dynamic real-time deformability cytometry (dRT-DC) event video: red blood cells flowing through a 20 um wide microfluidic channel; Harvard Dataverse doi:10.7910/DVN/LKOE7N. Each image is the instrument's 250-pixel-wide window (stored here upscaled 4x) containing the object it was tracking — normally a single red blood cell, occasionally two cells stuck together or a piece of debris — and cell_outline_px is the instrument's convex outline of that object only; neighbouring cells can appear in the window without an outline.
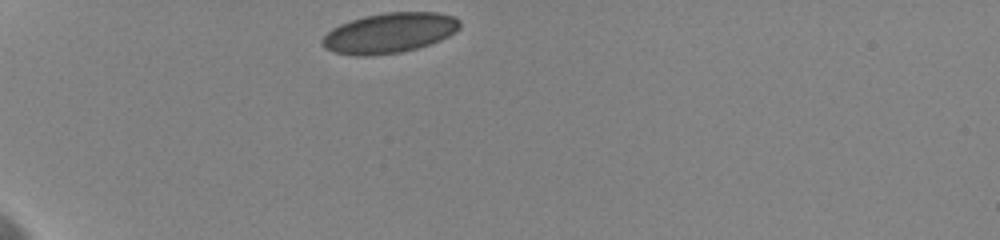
{"species": "human", "species_latin": "Homo sapiens", "temperature_condition": "cold", "stored_images_in_passage": 25, "camera_frame_rate_fps": 3000, "um_per_image_px": 0.085, "donor": {"sex": "female"}, "frame": {"image": 1, "passage_image": 1, "time_ms": 0.0, "image_size_px": [1000, 240], "cell_outline_px": [[460, 28], [456, 32], [440, 40], [416, 48], [400, 52], [368, 56], [356, 56], [336, 52], [324, 48], [320, 44], [320, 40], [332, 28], [340, 24], [364, 16], [384, 12], [436, 12], [452, 16], [460, 20]], "centroid_in_image_um": [33.09, 2.79], "position_along_channel_um": 51.9, "area_um2": 32.14}}
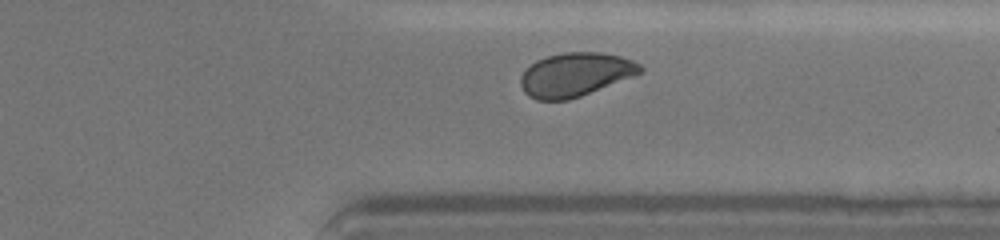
{"frame": {"image": 2, "passage_image": 22, "time_ms": 9.667, "image_size_px": [1000, 240], "cell_outline_px": [[644, 72], [580, 96], [568, 100], [536, 100], [528, 96], [524, 92], [520, 84], [520, 76], [536, 60], [548, 56], [564, 52], [600, 52], [620, 56], [632, 60], [640, 64], [644, 68]], "centroid_in_image_um": [48.91, 6.34], "position_along_channel_um": 362.5, "area_um2": 30.4}}
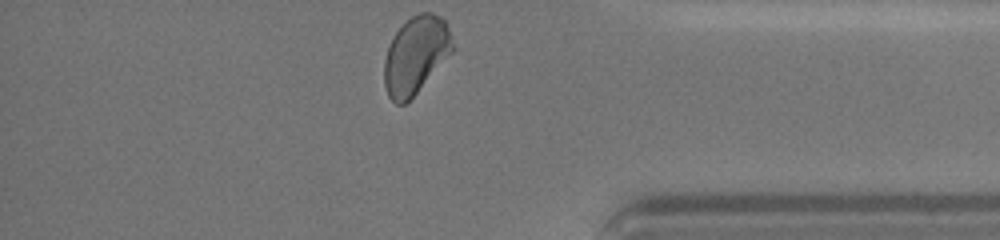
{"frame": {"image": 3, "passage_image": 25, "time_ms": 11.0, "image_size_px": [1000, 240], "cell_outline_px": [[456, 48], [416, 92], [404, 104], [396, 104], [388, 96], [384, 84], [384, 60], [388, 44], [392, 36], [412, 16], [420, 12], [432, 12], [440, 16], [444, 20], [448, 28]], "centroid_in_image_um": [35.33, 4.66], "position_along_channel_um": 399.9, "area_um2": 30.63}, "authors_computed_cell_mechanics": {"area_um2": 31.6166, "velocity_mm_per_s": 3.5886, "shape_relaxation_time_tau1_ms": 10.8775, "shape_relaxation_time_tau2_ms": 1.3793, "deformation_change_tau1": 0.1363, "deformation_change_tau2": 0.0571}}